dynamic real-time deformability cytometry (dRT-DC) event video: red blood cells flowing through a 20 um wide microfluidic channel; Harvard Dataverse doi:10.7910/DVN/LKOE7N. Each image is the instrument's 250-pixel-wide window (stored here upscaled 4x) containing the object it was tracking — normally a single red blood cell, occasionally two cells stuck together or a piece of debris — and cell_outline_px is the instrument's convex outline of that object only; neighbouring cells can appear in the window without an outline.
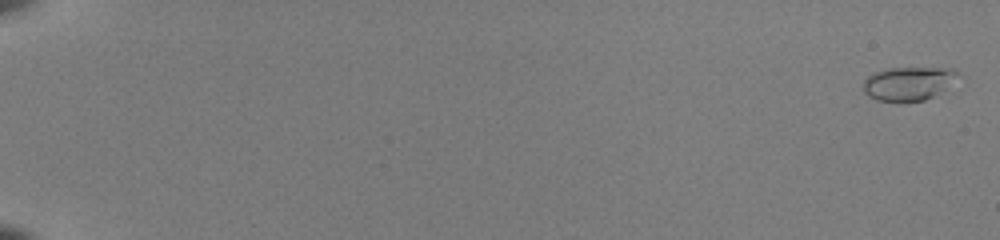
{"species": "common noctule bat (a hibernating species)", "species_latin": "Nyctalus noctula", "temperature_condition": "room temperature", "stored_images_in_passage": 13, "camera_frame_rate_fps": 3000, "um_per_image_px": 0.085, "animal": {"sex": "female", "body_mass_g": 22.0, "forearm_length_mm": 56.7}, "frame": {"image": 1, "passage_image": 1, "time_ms": 0.0, "image_size_px": [1000, 240], "cell_outline_px": [[964, 76], [940, 92], [924, 100], [876, 100], [868, 96], [864, 92], [864, 80], [872, 72], [888, 68], [952, 68], [960, 72]], "centroid_in_image_um": [77.28, 7.06], "position_along_channel_um": 7.7, "area_um2": 18.61}}